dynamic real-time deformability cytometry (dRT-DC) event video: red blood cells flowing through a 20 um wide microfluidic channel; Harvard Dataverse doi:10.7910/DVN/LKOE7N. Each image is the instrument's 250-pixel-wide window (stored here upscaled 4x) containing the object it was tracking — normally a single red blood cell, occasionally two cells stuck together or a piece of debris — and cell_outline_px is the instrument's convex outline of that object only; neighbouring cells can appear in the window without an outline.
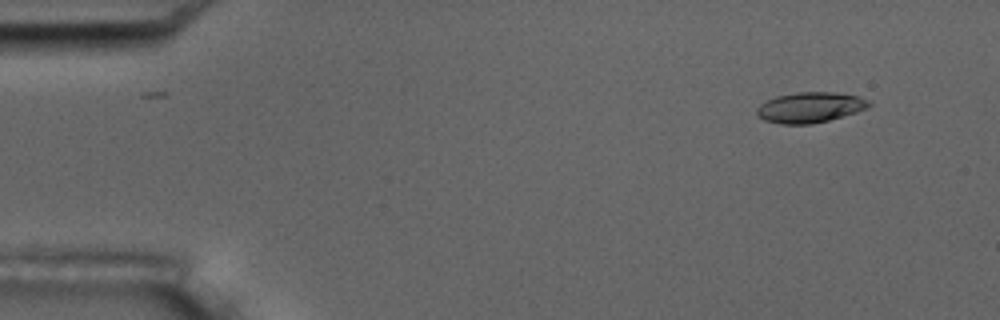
{"species": "common noctule bat (a hibernating species)", "species_latin": "Nyctalus noctula", "temperature_condition": "room temperature", "stored_images_in_passage": 4, "camera_frame_rate_fps": 3000, "um_per_image_px": 0.085, "animal": {"sex": "male", "body_mass_g": 17.5, "forearm_length_mm": 52.3}, "frame": {"image": 1, "passage_image": 1, "time_ms": 0.0, "image_size_px": [1000, 320], "cell_outline_px": [[872, 104], [868, 108], [856, 112], [828, 120], [812, 124], [780, 124], [764, 120], [756, 116], [756, 108], [760, 104], [776, 96], [796, 92], [832, 92], [860, 96], [868, 100]], "centroid_in_image_um": [68.84, 9.13], "position_along_channel_um": 16.2, "area_um2": 20.0}}
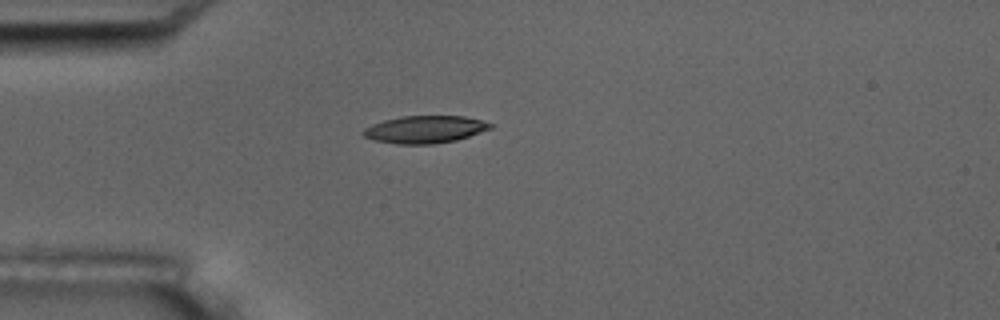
{"frame": {"image": 2, "passage_image": 4, "time_ms": 3.333, "image_size_px": [1000, 320], "cell_outline_px": [[492, 128], [456, 140], [432, 144], [396, 144], [376, 140], [364, 136], [360, 132], [364, 128], [372, 124], [384, 120], [400, 116], [464, 116], [480, 120], [492, 124]], "centroid_in_image_um": [36.08, 11.0], "position_along_channel_um": 48.9, "area_um2": 20.17}}